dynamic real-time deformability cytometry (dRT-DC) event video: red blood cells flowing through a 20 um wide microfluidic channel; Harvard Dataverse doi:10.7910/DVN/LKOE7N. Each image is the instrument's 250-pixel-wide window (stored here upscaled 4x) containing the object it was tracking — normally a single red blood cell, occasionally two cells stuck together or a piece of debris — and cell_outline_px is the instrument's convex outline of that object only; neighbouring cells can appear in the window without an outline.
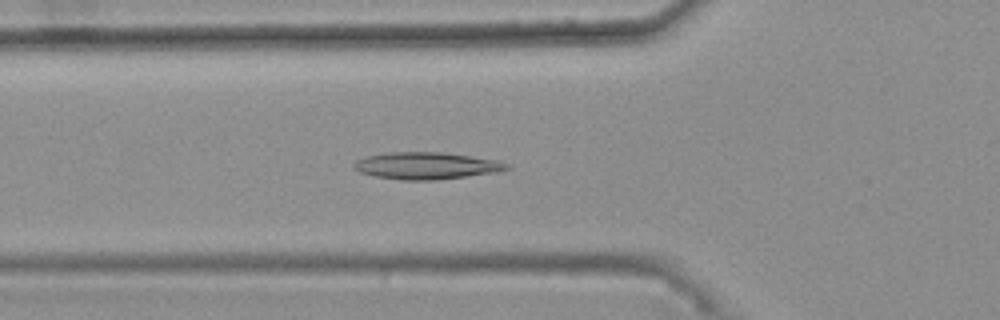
{"species": "common noctule bat (a hibernating species)", "species_latin": "Nyctalus noctula", "temperature_condition": "warm", "stored_images_in_passage": 45, "camera_frame_rate_fps": 3000, "um_per_image_px": 0.085, "animal": {"sex": "female", "body_mass_g": 25.1}, "frame": {"image": 1, "passage_image": 18, "time_ms": 5.667, "image_size_px": [1000, 320], "cell_outline_px": [[512, 168], [496, 172], [432, 180], [400, 180], [376, 176], [360, 172], [352, 168], [352, 164], [356, 160], [368, 156], [388, 152], [440, 152], [496, 160], [508, 164]], "centroid_in_image_um": [36.19, 14.08], "position_along_channel_um": 89.6, "area_um2": 23.76}}
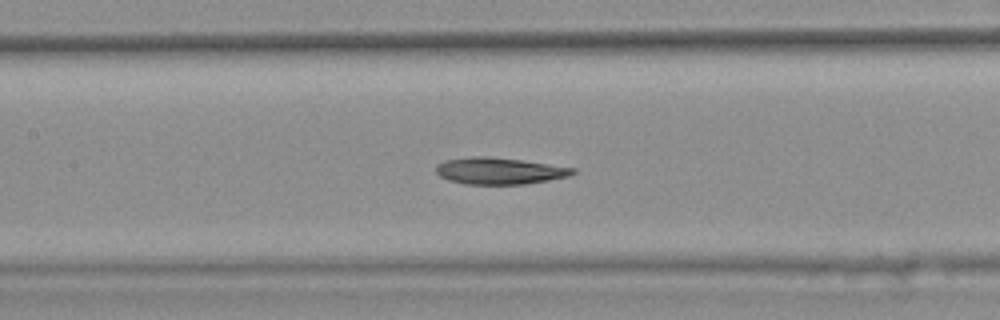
{"frame": {"image": 2, "passage_image": 24, "time_ms": 7.667, "image_size_px": [1000, 320], "cell_outline_px": [[576, 172], [568, 176], [548, 180], [524, 184], [464, 184], [448, 180], [440, 176], [436, 172], [436, 164], [444, 160], [472, 156], [488, 156], [520, 160], [576, 168]], "centroid_in_image_um": [42.41, 14.52], "position_along_channel_um": 165.0, "area_um2": 21.21}}
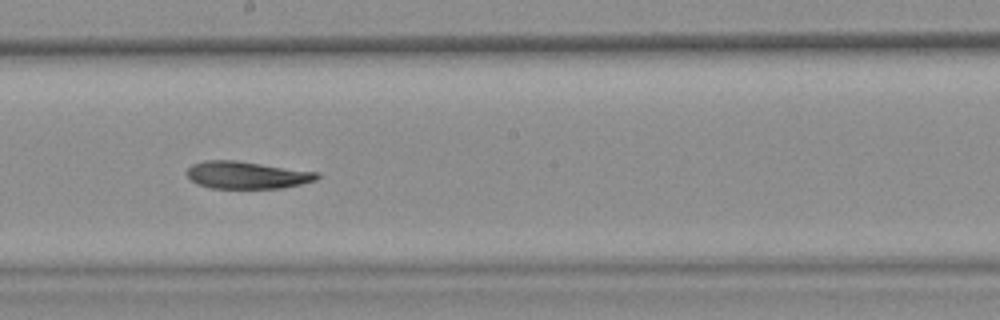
{"frame": {"image": 3, "passage_image": 29, "time_ms": 9.333, "image_size_px": [1000, 320], "cell_outline_px": [[320, 176], [316, 180], [300, 184], [280, 188], [212, 188], [196, 184], [188, 176], [188, 168], [192, 164], [204, 160], [236, 160], [320, 172]], "centroid_in_image_um": [21.0, 14.87], "position_along_channel_um": 227.2, "area_um2": 20.75}}